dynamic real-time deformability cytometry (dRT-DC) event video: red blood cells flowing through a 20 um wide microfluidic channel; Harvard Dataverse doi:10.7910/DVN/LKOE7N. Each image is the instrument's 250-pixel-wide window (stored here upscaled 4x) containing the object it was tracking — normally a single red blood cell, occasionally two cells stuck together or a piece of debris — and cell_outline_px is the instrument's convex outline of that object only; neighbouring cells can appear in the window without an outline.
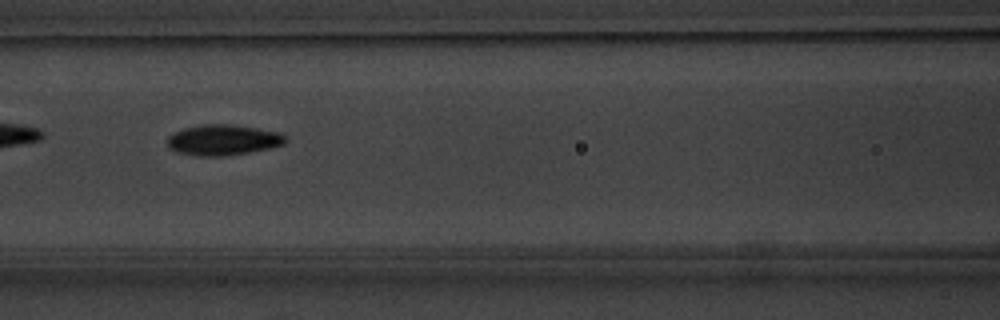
{"species": "common noctule bat (a hibernating species)", "species_latin": "Nyctalus noctula", "temperature_condition": "warm", "stored_images_in_passage": 53, "camera_frame_rate_fps": 3000, "um_per_image_px": 0.085, "animal": {"sex": "male", "body_mass_g": 20.1, "forearm_length_mm": 53.5}, "frame": {"image": 1, "passage_image": 23, "time_ms": 7.333, "image_size_px": [1000, 320], "cell_outline_px": [[288, 140], [284, 144], [268, 148], [248, 152], [224, 156], [196, 156], [176, 152], [168, 148], [168, 136], [172, 132], [184, 128], [200, 124], [228, 124], [256, 128], [280, 132]], "centroid_in_image_um": [18.92, 11.89], "position_along_channel_um": 147.7, "area_um2": 21.15}, "authors_computed_cell_mechanics": {"area_um2": 20.5768, "velocity_mm_per_s": 3.8481, "shape_relaxation_time_tau1_ms": 2.6254, "shape_relaxation_time_tau2_ms": 1.754, "deformation_change_tau1": 0.1664, "deformation_change_tau2": 0.0704}}